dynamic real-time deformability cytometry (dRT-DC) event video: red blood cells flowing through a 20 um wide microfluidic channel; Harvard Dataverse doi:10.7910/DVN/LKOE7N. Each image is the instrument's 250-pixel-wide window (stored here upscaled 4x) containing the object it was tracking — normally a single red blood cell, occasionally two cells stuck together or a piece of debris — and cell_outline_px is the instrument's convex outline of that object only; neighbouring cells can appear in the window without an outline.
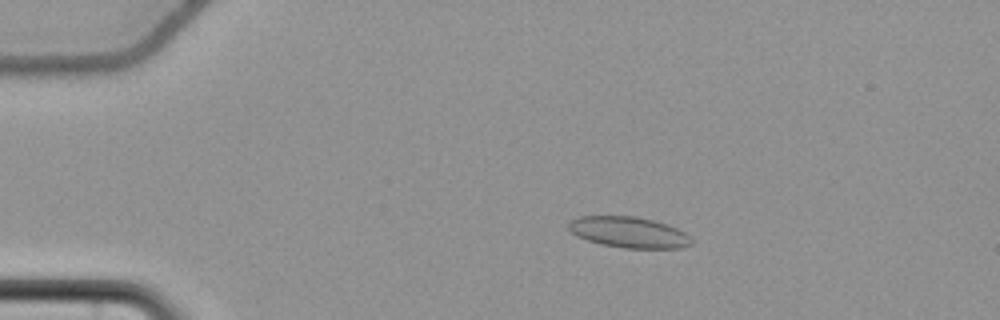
{"species": "common noctule bat (a hibernating species)", "species_latin": "Nyctalus noctula", "temperature_condition": "cold", "stored_images_in_passage": 58, "camera_frame_rate_fps": 3000, "um_per_image_px": 0.085, "animal": {"sex": "female", "body_mass_g": 22.7, "forearm_length_mm": 54.2}, "frame": {"image": 1, "passage_image": 13, "time_ms": 4.0, "image_size_px": [1000, 320], "cell_outline_px": [[692, 244], [680, 248], [624, 248], [600, 244], [576, 236], [568, 228], [568, 220], [580, 216], [636, 216], [668, 224], [684, 232], [692, 240]], "centroid_in_image_um": [53.42, 19.74], "position_along_channel_um": 31.6, "area_um2": 22.2}}
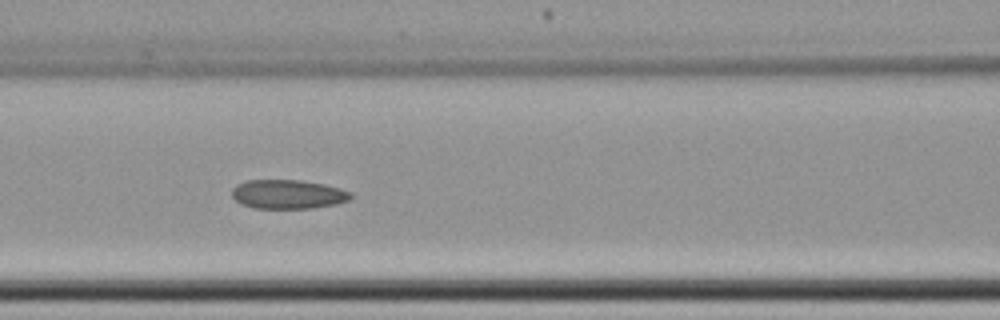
{"frame": {"image": 2, "passage_image": 27, "time_ms": 8.667, "image_size_px": [1000, 320], "cell_outline_px": [[352, 196], [348, 200], [336, 204], [312, 208], [252, 208], [240, 204], [232, 196], [232, 188], [236, 184], [248, 180], [300, 180], [324, 184], [340, 188], [352, 192]], "centroid_in_image_um": [24.46, 16.51], "position_along_channel_um": 142.1, "area_um2": 20.23}}
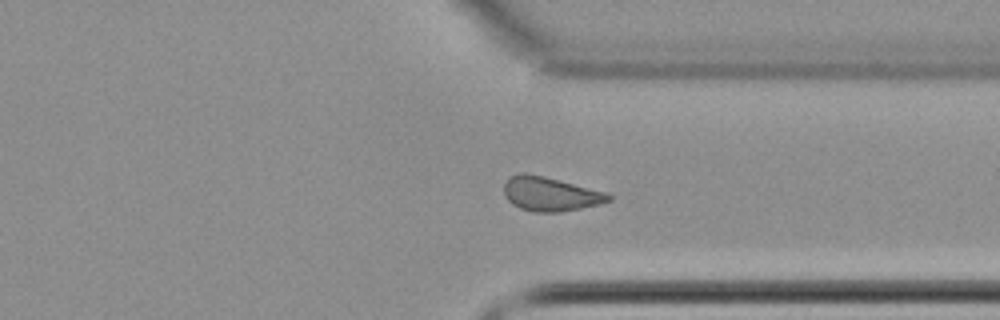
{"frame": {"image": 3, "passage_image": 45, "time_ms": 14.667, "image_size_px": [1000, 320], "cell_outline_px": [[612, 200], [600, 204], [560, 212], [532, 212], [520, 208], [512, 204], [504, 196], [504, 184], [508, 176], [520, 172], [524, 172], [544, 176], [608, 192], [612, 196]], "centroid_in_image_um": [46.76, 16.48], "position_along_channel_um": 364.6, "area_um2": 21.1}, "authors_computed_cell_mechanics": {"area_um2": 20.8947, "velocity_mm_per_s": 3.702, "shape_relaxation_time_tau1_ms": null, "shape_relaxation_time_tau2_ms": 8.1816, "deformation_change_tau1": null, "deformation_change_tau2": 0.147}}